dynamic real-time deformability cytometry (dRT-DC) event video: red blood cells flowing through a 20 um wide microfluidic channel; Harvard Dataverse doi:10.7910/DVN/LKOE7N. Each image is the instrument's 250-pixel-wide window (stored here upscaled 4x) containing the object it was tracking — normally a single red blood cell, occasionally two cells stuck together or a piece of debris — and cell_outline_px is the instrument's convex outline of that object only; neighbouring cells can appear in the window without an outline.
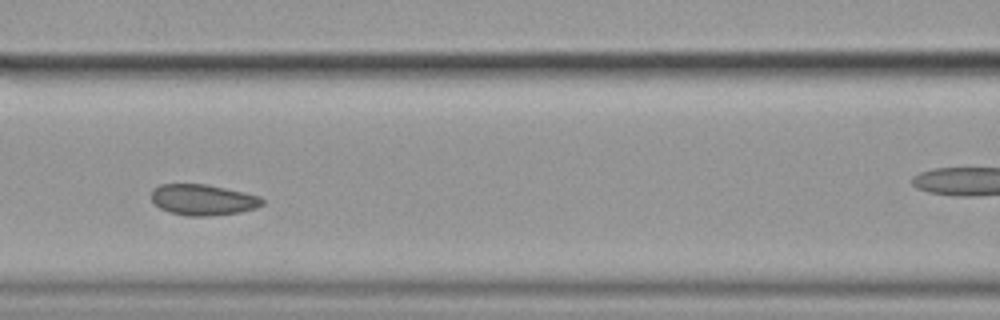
{"species": "common noctule bat (a hibernating species)", "species_latin": "Nyctalus noctula", "temperature_condition": "cold", "stored_images_in_passage": 9, "camera_frame_rate_fps": 3000, "um_per_image_px": 0.085, "animal": {"sex": "female", "body_mass_g": 19.9}, "frame": {"image": 1, "passage_image": 6, "time_ms": 1.667, "image_size_px": [1000, 320], "cell_outline_px": [[264, 204], [256, 208], [240, 212], [212, 216], [188, 216], [168, 212], [160, 208], [152, 200], [152, 188], [160, 184], [208, 184], [260, 196], [264, 200]], "centroid_in_image_um": [17.26, 16.98], "position_along_channel_um": 149.3, "area_um2": 20.11}}
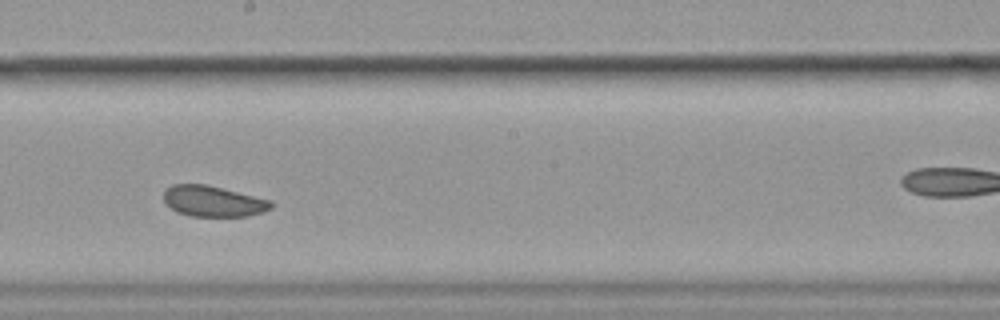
{"frame": {"image": 2, "passage_image": 8, "time_ms": 2.333, "image_size_px": [1000, 320], "cell_outline_px": [[272, 208], [248, 216], [192, 216], [176, 212], [164, 200], [164, 192], [172, 184], [208, 184], [272, 200]], "centroid_in_image_um": [18.13, 17.09], "position_along_channel_um": 230.1, "area_um2": 19.25}}